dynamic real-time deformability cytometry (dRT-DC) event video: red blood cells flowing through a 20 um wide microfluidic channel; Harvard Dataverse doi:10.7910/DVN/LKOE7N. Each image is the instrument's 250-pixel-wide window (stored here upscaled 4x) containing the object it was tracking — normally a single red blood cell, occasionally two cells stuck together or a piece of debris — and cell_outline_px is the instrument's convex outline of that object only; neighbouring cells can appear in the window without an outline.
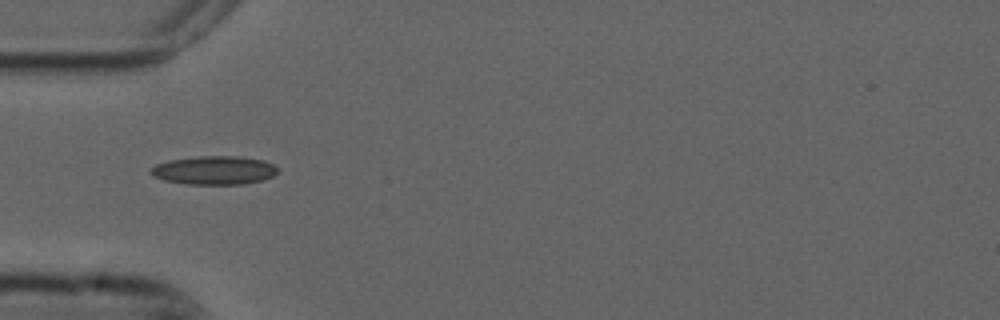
{"species": "common noctule bat (a hibernating species)", "species_latin": "Nyctalus noctula", "temperature_condition": "cold", "stored_images_in_passage": 6, "camera_frame_rate_fps": 3000, "um_per_image_px": 0.085, "animal": {"sex": "male", "forearm_length_mm": 52.5}, "frame": {"image": 1, "passage_image": 6, "time_ms": 1.667, "image_size_px": [1000, 320], "cell_outline_px": [[276, 172], [272, 176], [264, 180], [244, 184], [184, 184], [164, 180], [152, 176], [148, 172], [156, 164], [168, 160], [200, 156], [236, 156], [264, 160], [272, 164], [276, 168]], "centroid_in_image_um": [18.17, 14.48], "position_along_channel_um": 66.8, "area_um2": 21.15}}